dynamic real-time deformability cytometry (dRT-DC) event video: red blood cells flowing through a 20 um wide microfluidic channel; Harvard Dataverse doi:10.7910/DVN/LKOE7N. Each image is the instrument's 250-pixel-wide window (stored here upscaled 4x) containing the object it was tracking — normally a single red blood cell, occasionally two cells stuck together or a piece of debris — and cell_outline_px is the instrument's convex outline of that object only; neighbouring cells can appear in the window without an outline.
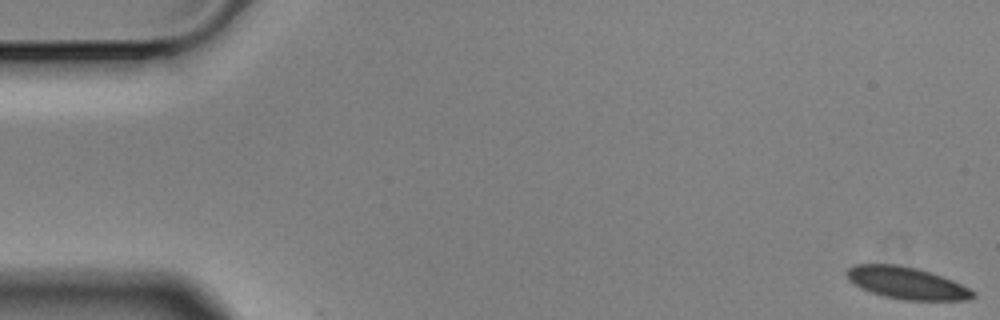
{"species": "Egyptian fruit bat (a non-hibernating species)", "species_latin": "Rousettus aegyptiacus", "temperature_condition": "cold", "stored_images_in_passage": 5, "camera_frame_rate_fps": 3000, "um_per_image_px": 0.085, "animal": {"sex": "male"}, "frame": {"image": 1, "passage_image": 1, "time_ms": 0.0, "image_size_px": [1000, 320], "cell_outline_px": [[976, 296], [968, 300], [904, 300], [884, 296], [860, 288], [848, 280], [848, 268], [856, 264], [896, 264], [916, 268], [952, 280], [976, 292]], "centroid_in_image_um": [77.07, 24.06], "position_along_channel_um": 7.9, "area_um2": 23.29}}
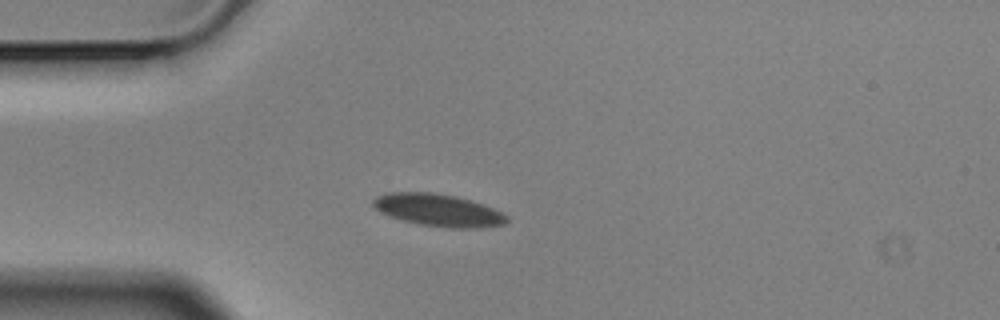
{"frame": {"image": 2, "passage_image": 5, "time_ms": 1.333, "image_size_px": [1000, 320], "cell_outline_px": [[508, 220], [504, 224], [484, 228], [448, 228], [420, 224], [400, 220], [388, 216], [380, 212], [372, 204], [372, 200], [376, 196], [388, 192], [432, 192], [456, 196], [484, 204], [504, 212], [508, 216]], "centroid_in_image_um": [37.27, 17.86], "position_along_channel_um": 47.7, "area_um2": 25.55}}